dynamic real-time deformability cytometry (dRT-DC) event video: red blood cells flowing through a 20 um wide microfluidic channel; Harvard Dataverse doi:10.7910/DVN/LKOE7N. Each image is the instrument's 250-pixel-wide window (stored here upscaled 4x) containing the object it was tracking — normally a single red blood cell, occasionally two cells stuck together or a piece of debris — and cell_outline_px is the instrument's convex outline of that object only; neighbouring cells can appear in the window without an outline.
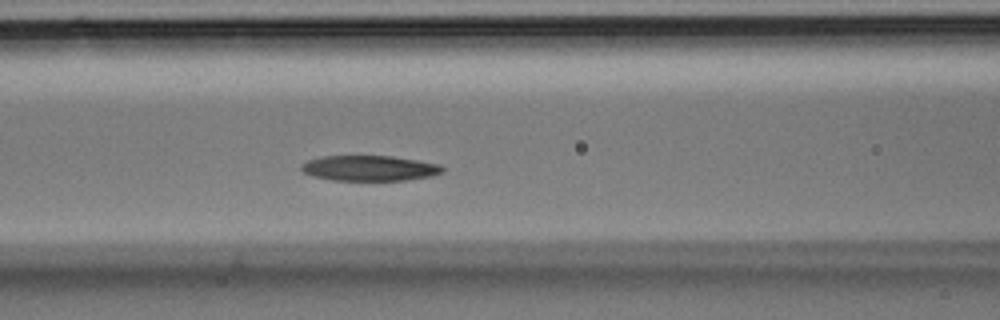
{"species": "Egyptian fruit bat (a non-hibernating species)", "species_latin": "Rousettus aegyptiacus", "temperature_condition": "room temperature", "stored_images_in_passage": 31, "camera_frame_rate_fps": 3000, "um_per_image_px": 0.085, "animal": {"sex": "male"}, "frame": {"image": 1, "passage_image": 9, "time_ms": 2.667, "image_size_px": [1000, 320], "cell_outline_px": [[444, 172], [432, 176], [404, 180], [332, 180], [312, 176], [304, 172], [300, 168], [300, 164], [308, 160], [320, 156], [392, 156], [440, 164], [444, 168]], "centroid_in_image_um": [31.39, 14.29], "position_along_channel_um": 135.2, "area_um2": 20.92}}
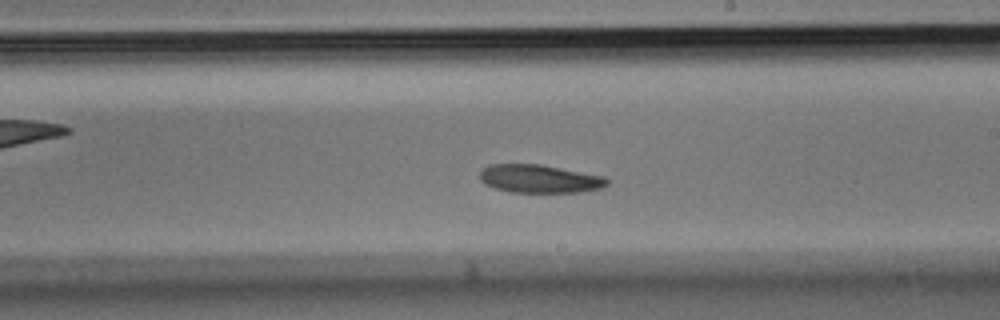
{"frame": {"image": 2, "passage_image": 15, "time_ms": 4.667, "image_size_px": [1000, 320], "cell_outline_px": [[608, 184], [604, 188], [580, 192], [508, 192], [484, 184], [480, 180], [480, 172], [488, 164], [540, 164], [604, 176], [608, 180]], "centroid_in_image_um": [45.86, 15.2], "position_along_channel_um": 243.1, "area_um2": 20.98}}
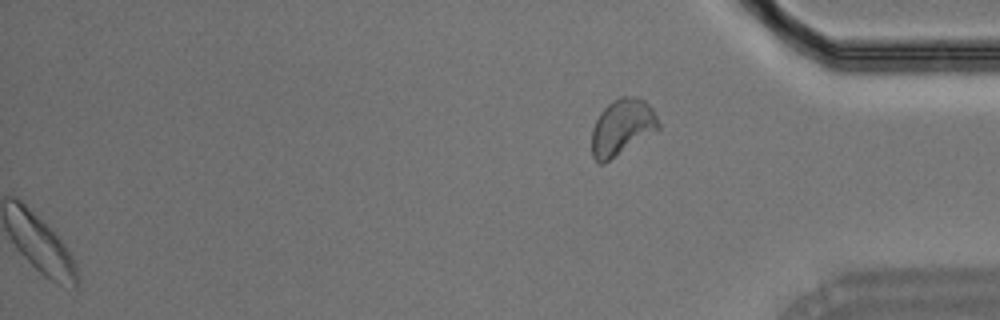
{"frame": {"image": 3, "passage_image": 31, "time_ms": 10.0, "image_size_px": [1000, 320], "cell_outline_px": [[660, 128], [656, 132], [604, 164], [600, 164], [592, 156], [592, 128], [600, 112], [612, 100], [620, 96], [636, 96], [644, 100], [652, 108], [660, 124]], "centroid_in_image_um": [52.88, 10.81], "position_along_channel_um": 382.3, "area_um2": 22.08}}